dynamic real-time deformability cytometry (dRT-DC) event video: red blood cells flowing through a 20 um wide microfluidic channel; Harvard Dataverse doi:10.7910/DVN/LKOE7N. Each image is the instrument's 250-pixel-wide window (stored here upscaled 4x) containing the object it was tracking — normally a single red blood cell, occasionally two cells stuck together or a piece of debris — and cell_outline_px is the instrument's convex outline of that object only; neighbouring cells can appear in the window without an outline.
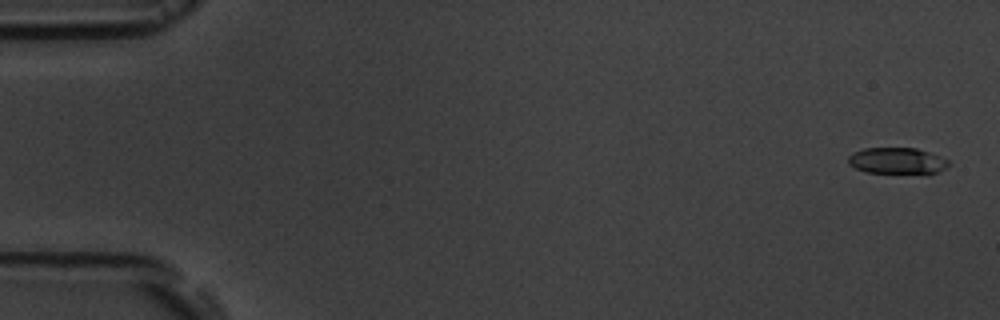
{"species": "common noctule bat (a hibernating species)", "species_latin": "Nyctalus noctula", "temperature_condition": "room temperature", "stored_images_in_passage": 8, "camera_frame_rate_fps": 3000, "um_per_image_px": 0.085, "animal": {"sex": "male", "body_mass_g": 19.5, "forearm_length_mm": 54.6}, "frame": {"image": 1, "passage_image": 1, "time_ms": 0.0, "image_size_px": [1000, 320], "cell_outline_px": [[948, 168], [936, 172], [864, 172], [848, 164], [848, 156], [852, 152], [864, 148], [916, 148], [928, 152], [948, 160]], "centroid_in_image_um": [76.19, 13.64], "position_along_channel_um": 8.8, "area_um2": 15.03}}
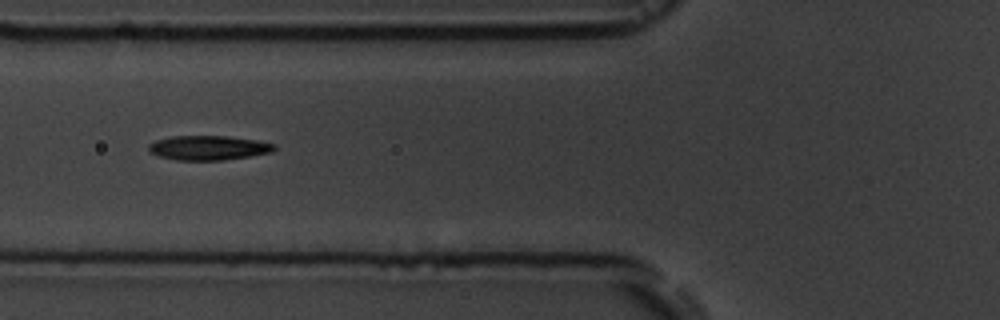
{"frame": {"image": 2, "passage_image": 7, "time_ms": 6.667, "image_size_px": [1000, 320], "cell_outline_px": [[276, 148], [272, 152], [224, 160], [176, 160], [156, 156], [148, 152], [148, 144], [156, 140], [172, 136], [228, 136], [256, 140], [276, 144]], "centroid_in_image_um": [17.68, 12.56], "position_along_channel_um": 108.1, "area_um2": 18.03}}
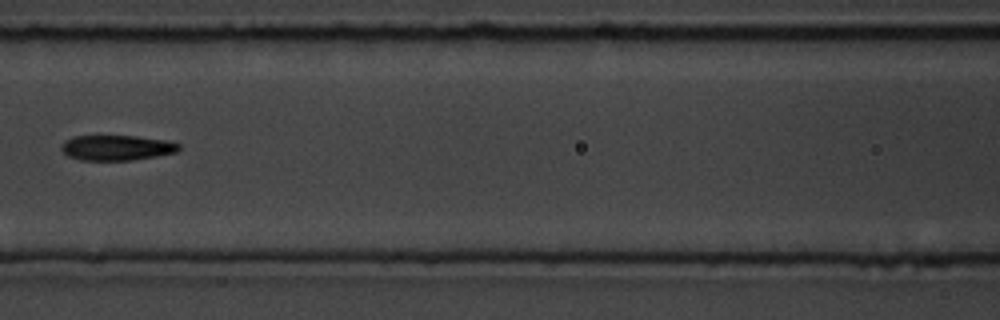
{"frame": {"image": 3, "passage_image": 8, "time_ms": 8.0, "image_size_px": [1000, 320], "cell_outline_px": [[180, 148], [176, 152], [156, 156], [132, 160], [80, 160], [68, 156], [60, 148], [64, 140], [72, 136], [136, 136], [168, 140], [180, 144]], "centroid_in_image_um": [9.91, 12.55], "position_along_channel_um": 156.7, "area_um2": 17.34}}